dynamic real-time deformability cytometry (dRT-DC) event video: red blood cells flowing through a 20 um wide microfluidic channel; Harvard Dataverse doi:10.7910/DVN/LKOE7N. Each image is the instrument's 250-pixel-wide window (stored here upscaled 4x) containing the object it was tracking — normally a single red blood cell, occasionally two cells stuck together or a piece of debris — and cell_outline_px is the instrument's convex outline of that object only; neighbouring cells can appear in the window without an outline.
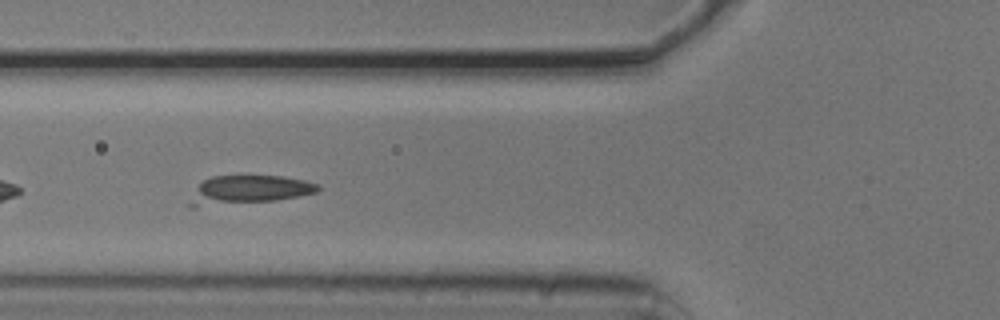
{"species": "common noctule bat (a hibernating species)", "species_latin": "Nyctalus noctula", "temperature_condition": "cold", "stored_images_in_passage": 12, "camera_frame_rate_fps": 3000, "um_per_image_px": 0.085, "animal": {"sex": "male", "body_mass_g": 20.5, "forearm_length_mm": 52.5}, "frame": {"image": 1, "passage_image": 3, "time_ms": 0.667, "image_size_px": [1000, 320], "cell_outline_px": [[320, 188], [316, 192], [276, 200], [196, 208], [188, 208], [188, 204], [200, 184], [204, 180], [212, 176], [240, 172], [244, 172], [284, 176], [304, 180], [320, 184]], "centroid_in_image_um": [21.11, 16.09], "position_along_channel_um": 104.7, "area_um2": 22.48}}
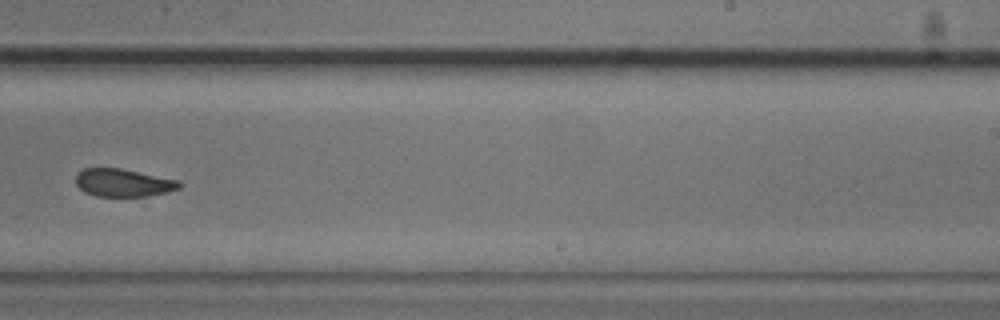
{"frame": {"image": 2, "passage_image": 7, "time_ms": 2.0, "image_size_px": [1000, 320], "cell_outline_px": [[180, 188], [168, 192], [148, 196], [96, 196], [84, 192], [76, 184], [76, 176], [84, 168], [120, 168], [180, 180]], "centroid_in_image_um": [10.49, 15.53], "position_along_channel_um": 278.5, "area_um2": 16.76}}
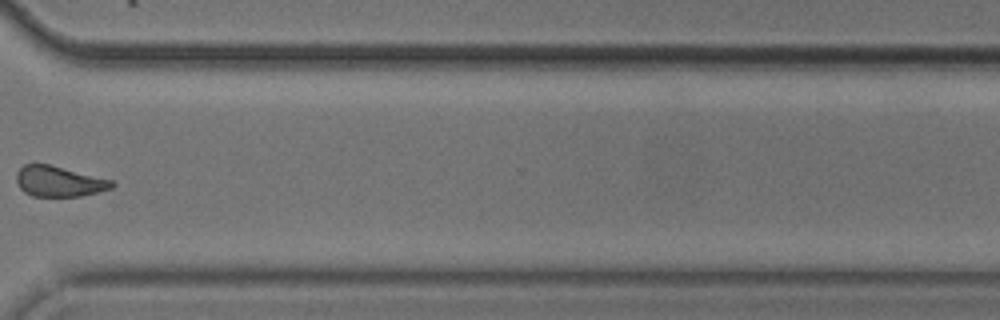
{"frame": {"image": 3, "passage_image": 9, "time_ms": 2.667, "image_size_px": [1000, 320], "cell_outline_px": [[116, 184], [112, 188], [80, 196], [32, 196], [24, 192], [20, 188], [16, 180], [16, 172], [24, 164], [48, 164], [112, 180]], "centroid_in_image_um": [4.99, 15.42], "position_along_channel_um": 365.6, "area_um2": 16.82}}